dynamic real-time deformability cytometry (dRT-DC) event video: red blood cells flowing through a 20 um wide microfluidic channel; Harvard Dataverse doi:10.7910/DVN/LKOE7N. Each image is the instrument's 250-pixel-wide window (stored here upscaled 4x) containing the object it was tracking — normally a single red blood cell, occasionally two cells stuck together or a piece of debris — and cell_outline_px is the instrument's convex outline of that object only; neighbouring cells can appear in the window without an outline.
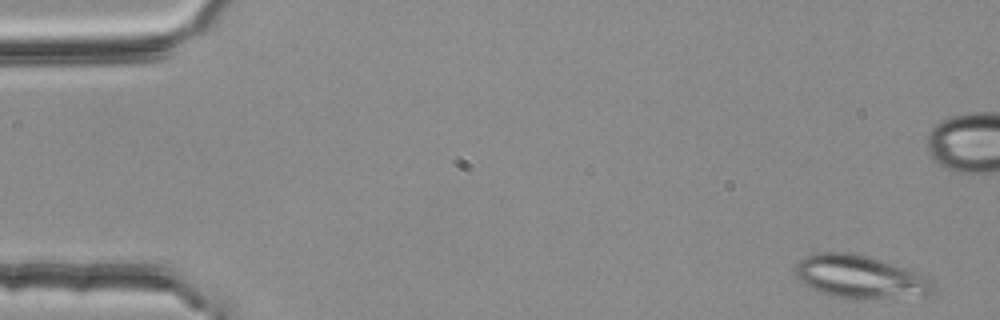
{"species": "common noctule bat (a hibernating species)", "species_latin": "Nyctalus noctula", "temperature_condition": "room temperature", "stored_images_in_passage": 52, "segment_of_instrument_passage": [1, 2], "camera_frame_rate_fps": 3000, "um_per_image_px": 0.085, "animal": {"sex": "female", "body_mass_g": 25.1}, "frame": {"image": 1, "passage_image": 2, "time_ms": 0.333, "image_size_px": [1000, 320], "cell_outline_px": [[936, 288], [932, 292], [924, 296], [864, 300], [856, 300], [832, 296], [820, 292], [804, 284], [796, 276], [796, 264], [804, 256], [816, 252], [852, 252], [868, 256], [916, 272], [932, 280]], "centroid_in_image_um": [73.11, 23.55], "position_along_channel_um": 11.9, "area_um2": 34.91}}